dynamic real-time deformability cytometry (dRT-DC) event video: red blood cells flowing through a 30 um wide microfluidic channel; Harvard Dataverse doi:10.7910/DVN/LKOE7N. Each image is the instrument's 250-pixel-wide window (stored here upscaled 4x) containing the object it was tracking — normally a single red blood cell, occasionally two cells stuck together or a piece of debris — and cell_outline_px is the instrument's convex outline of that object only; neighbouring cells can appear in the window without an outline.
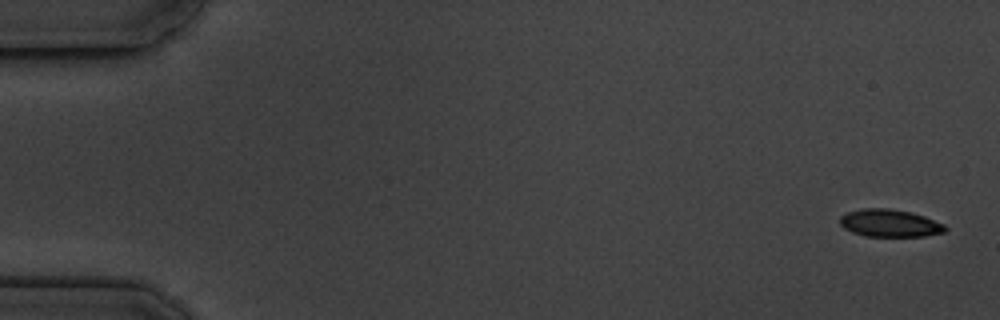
{"species": "common noctule bat (a hibernating species)", "species_latin": "Nyctalus noctula", "temperature_condition": "cold", "stored_images_in_passage": 6, "camera_frame_rate_fps": 3000, "um_per_image_px": 0.085, "animal": {"sex": "male", "body_mass_g": 19.5, "forearm_length_mm": 54.6}, "frame": {"image": 1, "passage_image": 1, "time_ms": 0.0, "image_size_px": [1000, 320], "cell_outline_px": [[948, 228], [944, 232], [924, 236], [864, 236], [852, 232], [844, 228], [840, 224], [840, 216], [848, 212], [864, 208], [888, 208], [912, 212], [924, 216], [944, 224]], "centroid_in_image_um": [75.63, 18.96], "position_along_channel_um": 9.4, "area_um2": 16.88}}
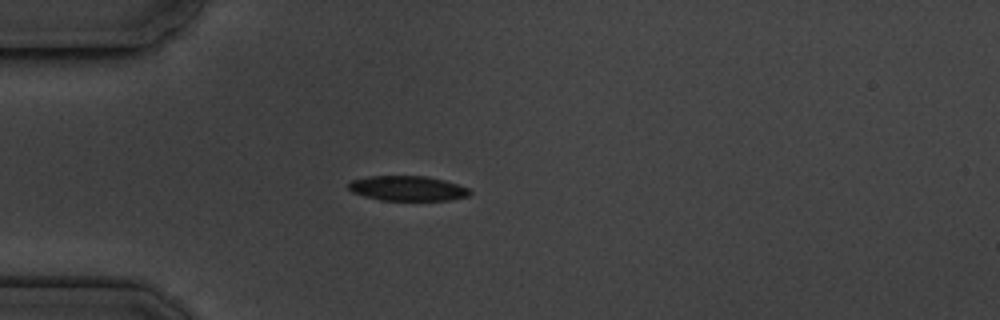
{"frame": {"image": 2, "passage_image": 5, "time_ms": 4.667, "image_size_px": [1000, 320], "cell_outline_px": [[472, 192], [468, 196], [448, 200], [380, 200], [364, 196], [352, 192], [348, 188], [348, 184], [352, 180], [368, 176], [428, 176], [444, 180], [468, 188]], "centroid_in_image_um": [34.63, 16.01], "position_along_channel_um": 50.4, "area_um2": 17.57}}